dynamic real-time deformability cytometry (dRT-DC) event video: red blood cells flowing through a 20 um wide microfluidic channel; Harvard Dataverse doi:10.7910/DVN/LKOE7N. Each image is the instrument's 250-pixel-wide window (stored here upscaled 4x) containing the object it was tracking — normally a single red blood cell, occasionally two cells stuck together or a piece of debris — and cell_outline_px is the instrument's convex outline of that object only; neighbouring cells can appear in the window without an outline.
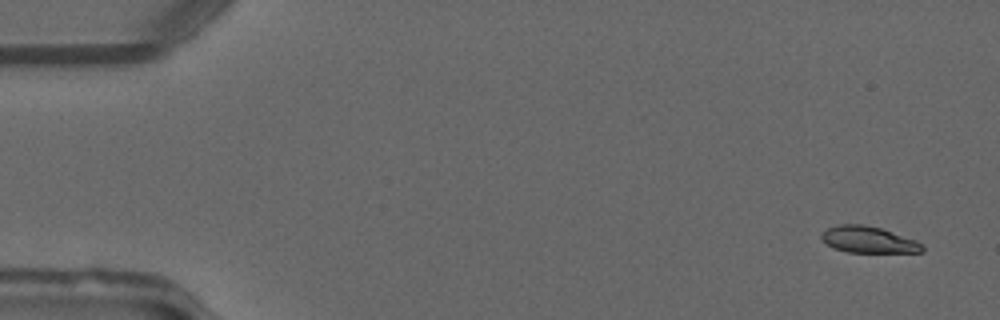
{"species": "common noctule bat (a hibernating species)", "species_latin": "Nyctalus noctula", "temperature_condition": "warm", "stored_images_in_passage": 15, "camera_frame_rate_fps": 3000, "um_per_image_px": 0.085, "animal": {"sex": "male", "forearm_length_mm": 52.5}, "frame": {"image": 1, "passage_image": 3, "time_ms": 0.667, "image_size_px": [1000, 320], "cell_outline_px": [[924, 252], [848, 252], [832, 248], [820, 236], [828, 228], [840, 224], [860, 224], [880, 228], [916, 240], [924, 244]], "centroid_in_image_um": [73.85, 20.38], "position_along_channel_um": 11.2, "area_um2": 15.37}}